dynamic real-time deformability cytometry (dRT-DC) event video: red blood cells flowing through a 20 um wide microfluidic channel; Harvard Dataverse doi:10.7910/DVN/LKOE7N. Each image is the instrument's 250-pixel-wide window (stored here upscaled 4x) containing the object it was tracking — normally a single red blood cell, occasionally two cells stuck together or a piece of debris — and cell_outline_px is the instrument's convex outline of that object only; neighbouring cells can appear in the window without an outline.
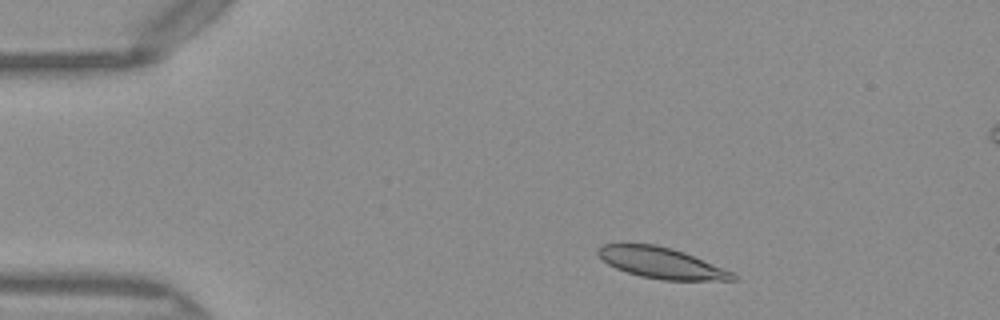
{"species": "Egyptian fruit bat (a non-hibernating species)", "species_latin": "Rousettus aegyptiacus", "temperature_condition": "warm", "stored_images_in_passage": 31, "camera_frame_rate_fps": 3000, "um_per_image_px": 0.085, "frame": {"image": 1, "passage_image": 5, "time_ms": 1.333, "image_size_px": [1000, 320], "cell_outline_px": [[736, 280], [664, 280], [640, 276], [616, 268], [608, 264], [596, 252], [604, 244], [656, 244], [672, 248], [684, 252], [732, 272], [736, 276]], "centroid_in_image_um": [56.21, 22.35], "position_along_channel_um": 28.8, "area_um2": 23.87}}
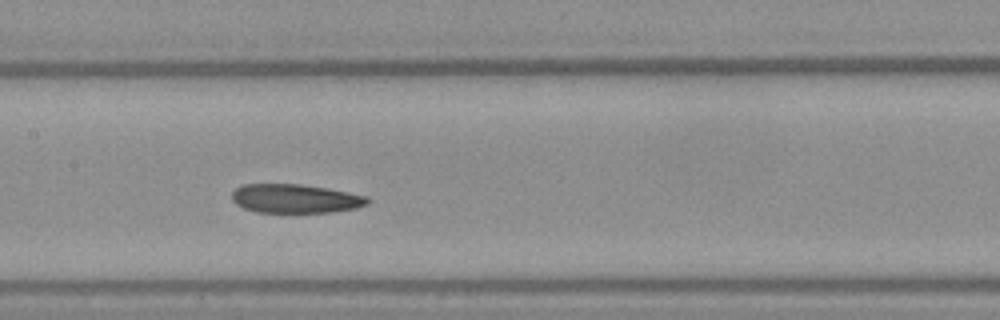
{"frame": {"image": 2, "passage_image": 21, "time_ms": 6.667, "image_size_px": [1000, 320], "cell_outline_px": [[372, 200], [368, 204], [356, 208], [332, 212], [256, 212], [244, 208], [236, 204], [232, 200], [232, 192], [236, 188], [244, 184], [300, 184], [324, 188], [368, 196]], "centroid_in_image_um": [25.11, 16.88], "position_along_channel_um": 182.3, "area_um2": 22.77}}
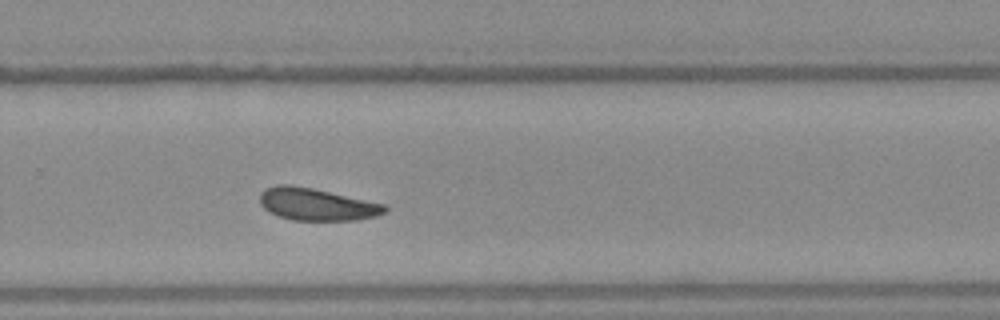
{"frame": {"image": 3, "passage_image": 30, "time_ms": 9.667, "image_size_px": [1000, 320], "cell_outline_px": [[388, 212], [376, 216], [356, 220], [292, 220], [268, 212], [260, 204], [260, 192], [264, 188], [276, 184], [292, 184], [312, 188], [384, 204], [388, 208]], "centroid_in_image_um": [26.89, 17.36], "position_along_channel_um": 302.9, "area_um2": 23.58}}